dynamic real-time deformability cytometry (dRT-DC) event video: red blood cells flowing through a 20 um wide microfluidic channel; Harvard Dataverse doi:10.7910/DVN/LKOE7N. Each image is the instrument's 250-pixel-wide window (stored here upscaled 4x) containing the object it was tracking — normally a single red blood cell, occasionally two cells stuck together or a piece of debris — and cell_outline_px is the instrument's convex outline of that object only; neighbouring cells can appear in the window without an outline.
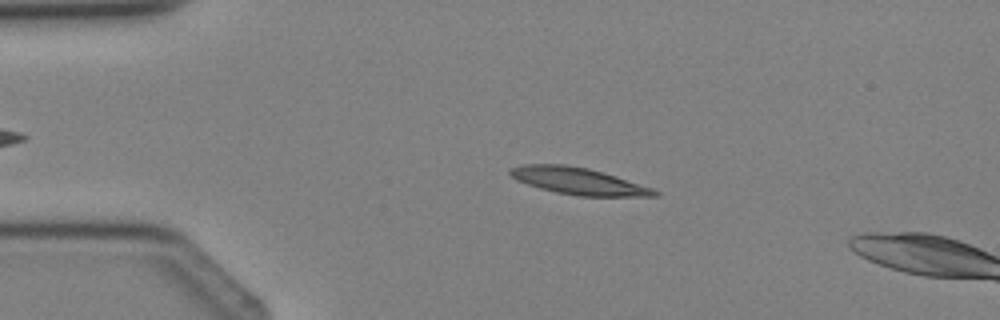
{"species": "Egyptian fruit bat (a non-hibernating species)", "species_latin": "Rousettus aegyptiacus", "temperature_condition": "cold", "stored_images_in_passage": 5, "camera_frame_rate_fps": 3000, "um_per_image_px": 0.085, "animal": {"sex": "female"}, "frame": {"image": 1, "passage_image": 3, "time_ms": 2.333, "image_size_px": [1000, 320], "cell_outline_px": [[660, 196], [576, 196], [556, 192], [540, 188], [516, 180], [508, 172], [508, 168], [524, 164], [564, 164], [588, 168], [616, 176], [652, 188], [660, 192]], "centroid_in_image_um": [49.14, 15.39], "position_along_channel_um": 35.9, "area_um2": 22.54}}